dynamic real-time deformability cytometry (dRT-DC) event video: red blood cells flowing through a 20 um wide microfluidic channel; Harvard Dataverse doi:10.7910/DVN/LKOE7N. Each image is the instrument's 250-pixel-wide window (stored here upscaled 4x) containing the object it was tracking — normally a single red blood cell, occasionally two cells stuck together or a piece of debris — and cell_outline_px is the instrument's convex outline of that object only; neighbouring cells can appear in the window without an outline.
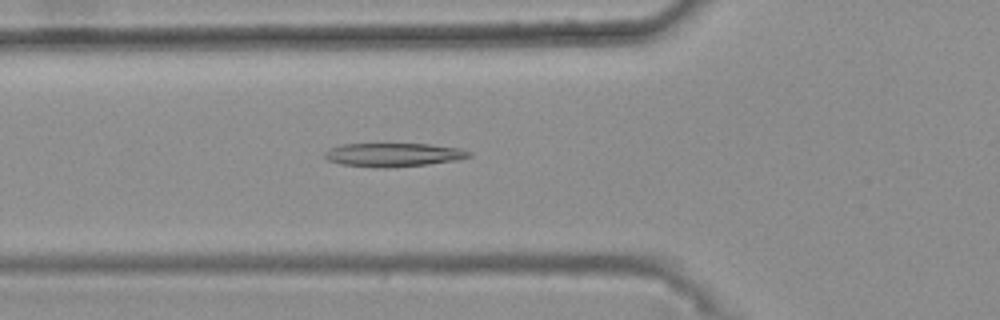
{"species": "common noctule bat (a hibernating species)", "species_latin": "Nyctalus noctula", "temperature_condition": "warm", "stored_images_in_passage": 27, "camera_frame_rate_fps": 3000, "um_per_image_px": 0.085, "animal": {"sex": "female", "body_mass_g": 25.1}, "frame": {"image": 1, "passage_image": 17, "time_ms": 5.333, "image_size_px": [1000, 320], "cell_outline_px": [[472, 156], [456, 160], [428, 164], [384, 168], [340, 164], [328, 160], [324, 156], [324, 152], [328, 148], [340, 144], [428, 144], [460, 148], [472, 152]], "centroid_in_image_um": [33.42, 13.15], "position_along_channel_um": 92.4, "area_um2": 19.88}}
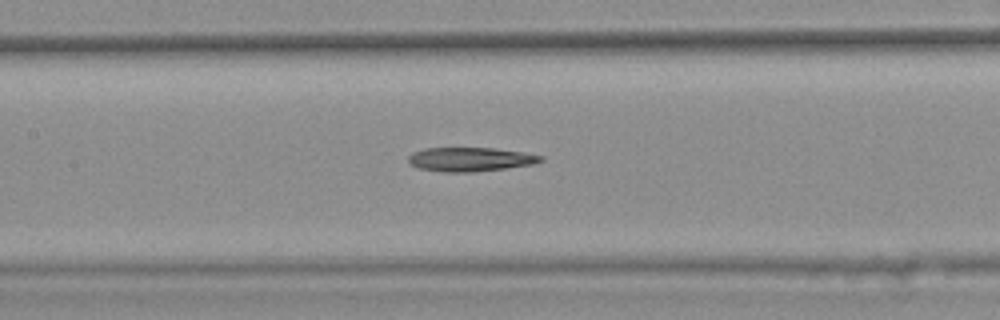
{"frame": {"image": 2, "passage_image": 23, "time_ms": 7.333, "image_size_px": [1000, 320], "cell_outline_px": [[544, 160], [532, 164], [504, 168], [472, 172], [444, 172], [416, 168], [408, 164], [408, 156], [412, 152], [424, 148], [492, 148], [524, 152], [544, 156]], "centroid_in_image_um": [39.92, 13.54], "position_along_channel_um": 167.5, "area_um2": 18.61}}
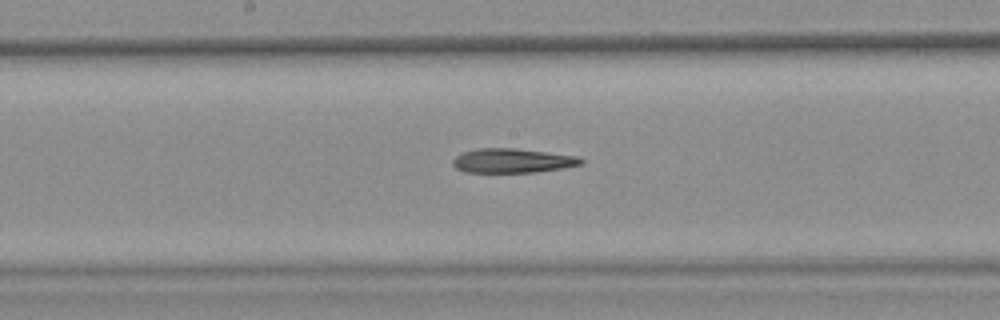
{"frame": {"image": 3, "passage_image": 26, "time_ms": 8.333, "image_size_px": [1000, 320], "cell_outline_px": [[584, 164], [564, 168], [536, 172], [464, 172], [456, 168], [452, 164], [452, 160], [456, 156], [464, 152], [476, 148], [512, 148], [580, 156], [584, 160]], "centroid_in_image_um": [43.59, 13.66], "position_along_channel_um": 204.6, "area_um2": 18.26}}